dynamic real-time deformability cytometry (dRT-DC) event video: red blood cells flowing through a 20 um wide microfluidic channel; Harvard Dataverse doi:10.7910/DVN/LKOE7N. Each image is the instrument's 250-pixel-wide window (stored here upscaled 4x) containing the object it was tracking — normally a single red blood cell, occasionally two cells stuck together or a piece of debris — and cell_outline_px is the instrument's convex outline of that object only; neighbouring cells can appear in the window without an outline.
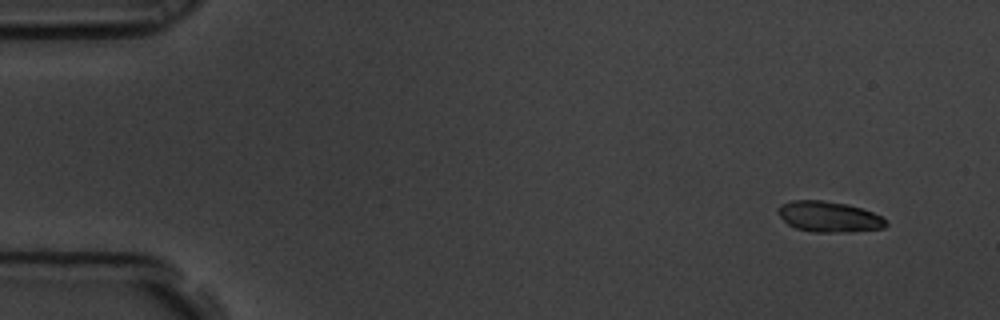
{"species": "common noctule bat (a hibernating species)", "species_latin": "Nyctalus noctula", "temperature_condition": "room temperature", "stored_images_in_passage": 56, "camera_frame_rate_fps": 3000, "um_per_image_px": 0.085, "animal": {"sex": "male", "body_mass_g": 19.5, "forearm_length_mm": 54.6}, "frame": {"image": 1, "passage_image": 1, "time_ms": 0.0, "image_size_px": [1000, 320], "cell_outline_px": [[888, 224], [884, 228], [848, 232], [812, 232], [796, 228], [788, 224], [780, 216], [776, 208], [780, 204], [792, 200], [824, 200], [848, 204], [872, 212], [880, 216]], "centroid_in_image_um": [70.42, 18.41], "position_along_channel_um": 14.6, "area_um2": 19.31}}
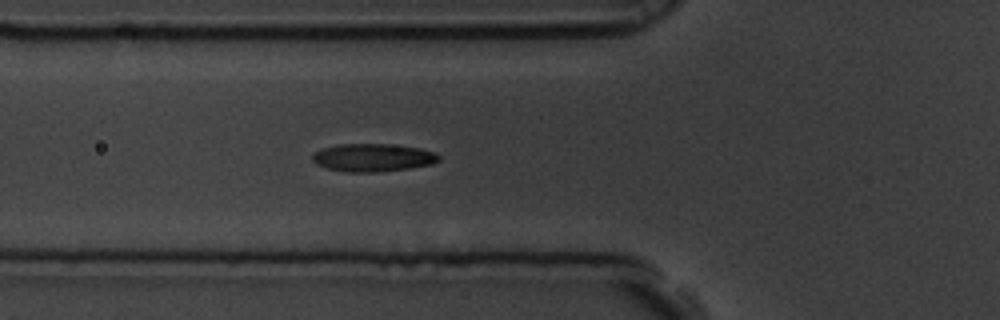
{"frame": {"image": 2, "passage_image": 18, "time_ms": 5.667, "image_size_px": [1000, 320], "cell_outline_px": [[440, 160], [432, 164], [408, 168], [376, 172], [348, 172], [328, 168], [316, 164], [312, 160], [312, 156], [316, 152], [324, 148], [340, 144], [388, 144], [420, 148], [436, 152], [440, 156]], "centroid_in_image_um": [31.73, 13.39], "position_along_channel_um": 94.1, "area_um2": 20.4}}
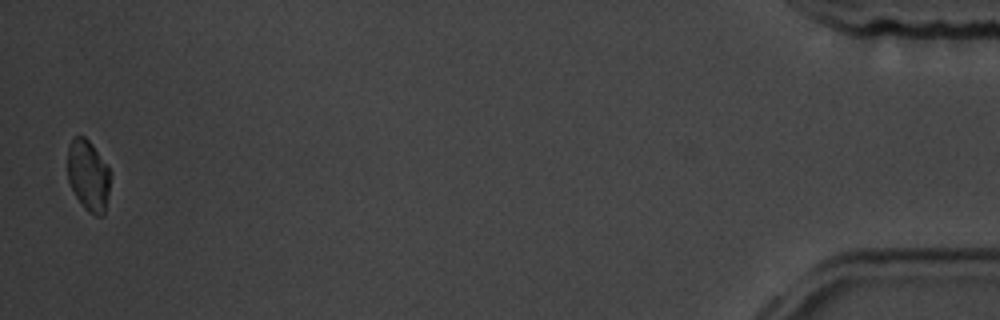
{"frame": {"image": 3, "passage_image": 55, "time_ms": 18.0, "image_size_px": [1000, 320], "cell_outline_px": [[112, 176], [104, 216], [96, 216], [88, 212], [84, 208], [76, 196], [68, 180], [68, 148], [72, 140], [76, 136], [84, 136], [92, 144], [112, 172]], "centroid_in_image_um": [7.54, 14.95], "position_along_channel_um": 427.7, "area_um2": 17.86}, "authors_computed_cell_mechanics": {"area_um2": 19.4786, "velocity_mm_per_s": 3.4463, "shape_relaxation_time_tau1_ms": 4.6638, "shape_relaxation_time_tau2_ms": 2.3661, "deformation_change_tau1": 0.1299, "deformation_change_tau2": 0.0582}}